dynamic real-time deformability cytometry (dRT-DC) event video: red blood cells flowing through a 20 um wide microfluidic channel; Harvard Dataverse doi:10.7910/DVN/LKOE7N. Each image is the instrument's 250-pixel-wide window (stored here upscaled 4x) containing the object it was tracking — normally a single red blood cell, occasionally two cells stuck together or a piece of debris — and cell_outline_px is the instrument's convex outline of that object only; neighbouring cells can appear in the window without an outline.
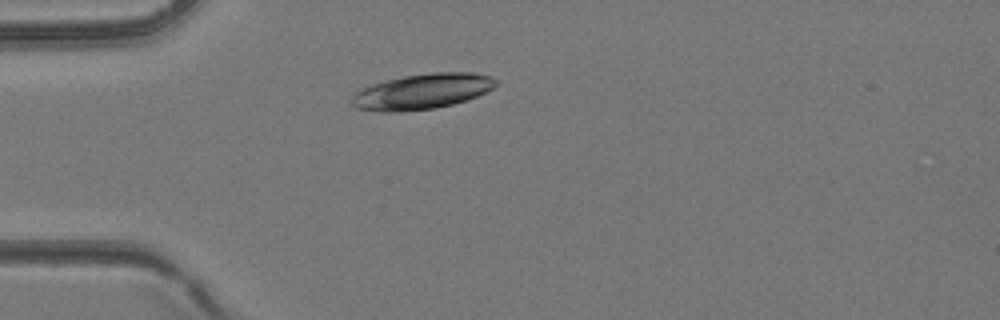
{"species": "common noctule bat (a hibernating species)", "species_latin": "Nyctalus noctula", "temperature_condition": "room temperature", "stored_images_in_passage": 37, "camera_frame_rate_fps": 3000, "um_per_image_px": 0.085, "animal": {"sex": "female", "body_mass_g": 24.6, "forearm_length_mm": 56.2}, "frame": {"image": 1, "passage_image": 7, "time_ms": 2.0, "image_size_px": [1000, 320], "cell_outline_px": [[496, 84], [488, 92], [468, 100], [436, 108], [400, 112], [384, 112], [356, 108], [352, 104], [352, 96], [356, 92], [372, 84], [404, 76], [432, 72], [472, 72], [492, 76], [496, 80]], "centroid_in_image_um": [35.93, 7.78], "position_along_channel_um": 49.1, "area_um2": 29.77}}
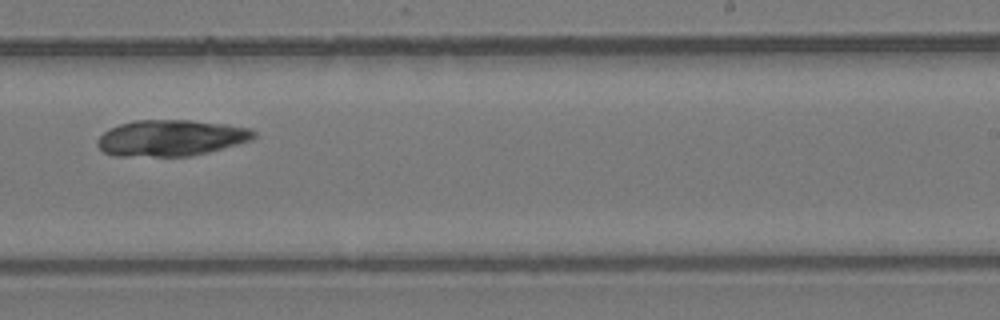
{"frame": {"image": 2, "passage_image": 21, "time_ms": 6.667, "image_size_px": [1000, 320], "cell_outline_px": [[256, 136], [252, 140], [208, 152], [192, 156], [116, 156], [104, 152], [96, 144], [100, 136], [108, 128], [120, 124], [136, 120], [192, 120], [224, 124], [248, 128], [256, 132]], "centroid_in_image_um": [14.52, 11.72], "position_along_channel_um": 274.5, "area_um2": 32.95}}
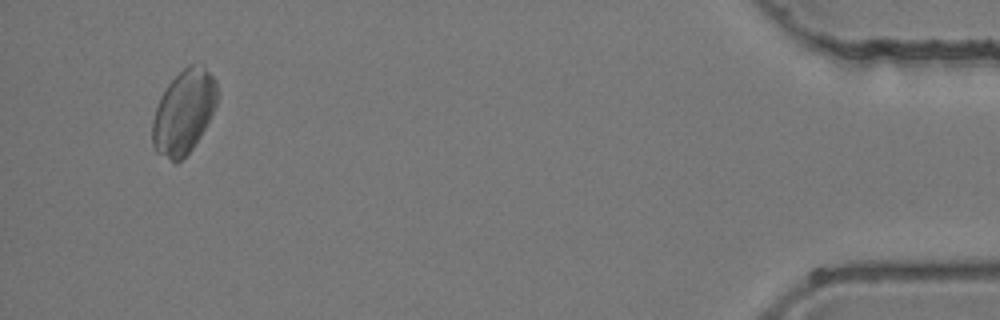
{"frame": {"image": 3, "passage_image": 34, "time_ms": 11.0, "image_size_px": [1000, 320], "cell_outline_px": [[216, 104], [200, 136], [192, 148], [176, 164], [156, 152], [152, 144], [152, 120], [160, 96], [168, 84], [188, 64], [192, 64], [204, 68], [216, 80]], "centroid_in_image_um": [15.58, 9.55], "position_along_channel_um": 419.6, "area_um2": 31.1}}